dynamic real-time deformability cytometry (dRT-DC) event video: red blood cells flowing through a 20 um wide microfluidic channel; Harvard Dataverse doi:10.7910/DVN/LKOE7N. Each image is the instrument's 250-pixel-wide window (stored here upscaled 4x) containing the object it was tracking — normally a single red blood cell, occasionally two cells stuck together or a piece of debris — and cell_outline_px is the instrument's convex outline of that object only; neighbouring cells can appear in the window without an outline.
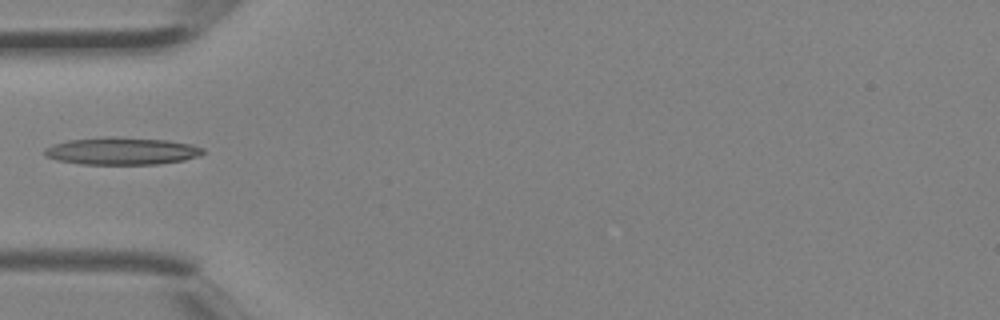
{"species": "Egyptian fruit bat (a non-hibernating species)", "species_latin": "Rousettus aegyptiacus", "temperature_condition": "room temperature", "stored_images_in_passage": 3, "camera_frame_rate_fps": 3000, "um_per_image_px": 0.085, "animal": {"sex": "female"}, "frame": {"image": 1, "passage_image": 3, "time_ms": 0.667, "image_size_px": [1000, 320], "cell_outline_px": [[204, 152], [200, 156], [184, 160], [160, 164], [80, 164], [56, 160], [44, 156], [44, 148], [52, 144], [68, 140], [104, 136], [112, 136], [168, 140], [192, 144], [204, 148]], "centroid_in_image_um": [10.34, 12.83], "position_along_channel_um": 74.7, "area_um2": 25.66}}